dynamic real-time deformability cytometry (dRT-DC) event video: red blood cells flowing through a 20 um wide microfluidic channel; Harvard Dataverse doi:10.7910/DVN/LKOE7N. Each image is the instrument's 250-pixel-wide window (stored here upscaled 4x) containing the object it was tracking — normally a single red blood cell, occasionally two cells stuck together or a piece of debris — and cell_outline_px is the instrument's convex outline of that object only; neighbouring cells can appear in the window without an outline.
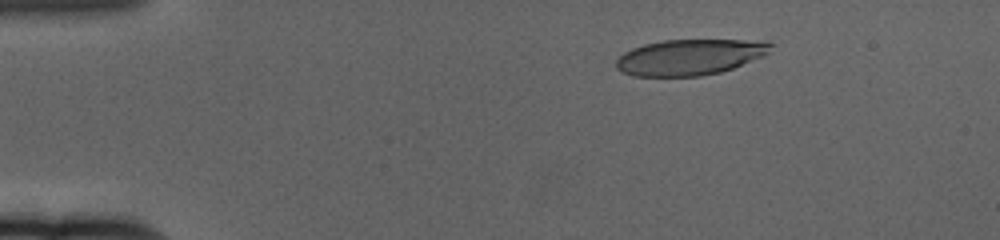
{"species": "human", "species_latin": "Homo sapiens", "temperature_condition": "cold", "stored_images_in_passage": 61, "camera_frame_rate_fps": 3000, "um_per_image_px": 0.085, "donor": {"sex": "female"}, "frame": {"image": 1, "passage_image": 10, "time_ms": 3.0, "image_size_px": [1000, 240], "cell_outline_px": [[772, 44], [768, 52], [764, 56], [732, 68], [720, 72], [700, 76], [632, 76], [620, 72], [616, 68], [616, 60], [624, 52], [632, 48], [644, 44], [664, 40], [764, 40]], "centroid_in_image_um": [58.6, 4.85], "position_along_channel_um": 26.4, "area_um2": 32.31}}
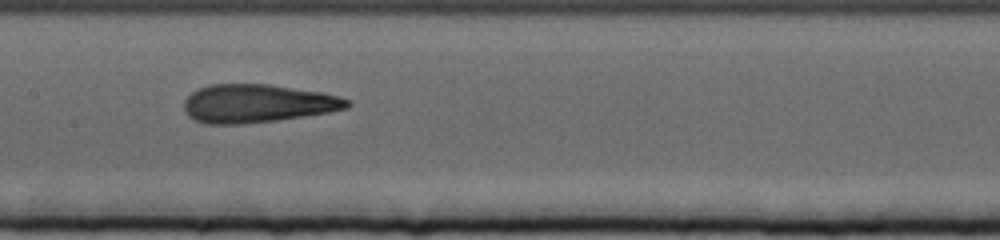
{"frame": {"image": 2, "passage_image": 31, "time_ms": 10.0, "image_size_px": [1000, 240], "cell_outline_px": [[352, 104], [348, 108], [328, 112], [304, 116], [276, 120], [244, 124], [204, 124], [188, 116], [184, 112], [184, 100], [192, 92], [208, 84], [268, 84], [324, 92], [340, 96], [348, 100]], "centroid_in_image_um": [21.87, 8.79], "position_along_channel_um": 185.5, "area_um2": 36.59}}
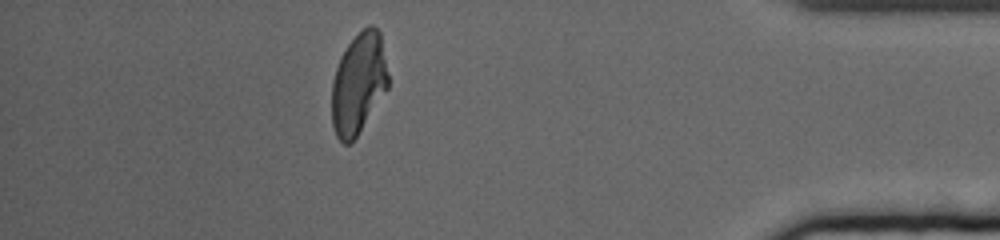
{"frame": {"image": 3, "passage_image": 54, "time_ms": 17.667, "image_size_px": [1000, 240], "cell_outline_px": [[388, 88], [356, 136], [348, 144], [344, 144], [336, 136], [332, 124], [332, 80], [340, 56], [348, 44], [368, 24], [372, 24], [380, 32], [388, 72]], "centroid_in_image_um": [30.47, 7.08], "position_along_channel_um": 404.7, "area_um2": 32.95}, "authors_computed_cell_mechanics": {"area_um2": 34.8534, "velocity_mm_per_s": 3.3905, "shape_relaxation_time_tau1_ms": 8.2555, "shape_relaxation_time_tau2_ms": 1.6722, "deformation_change_tau1": 0.2712, "deformation_change_tau2": 0.1085}}